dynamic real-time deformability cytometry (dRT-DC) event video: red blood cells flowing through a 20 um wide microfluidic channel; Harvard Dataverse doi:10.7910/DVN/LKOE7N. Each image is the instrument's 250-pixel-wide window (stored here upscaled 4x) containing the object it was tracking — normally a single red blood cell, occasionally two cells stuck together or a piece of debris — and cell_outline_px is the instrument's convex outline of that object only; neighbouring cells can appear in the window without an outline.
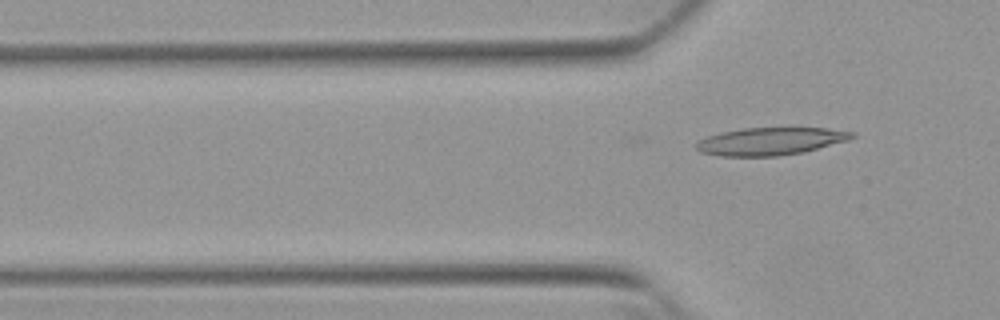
{"species": "Egyptian fruit bat (a non-hibernating species)", "species_latin": "Rousettus aegyptiacus", "temperature_condition": "warm", "stored_images_in_passage": 2, "camera_frame_rate_fps": 3000, "um_per_image_px": 0.085, "animal": {"sex": "female"}, "frame": {"image": 1, "passage_image": 2, "time_ms": 0.333, "image_size_px": [1000, 320], "cell_outline_px": [[856, 136], [848, 140], [804, 152], [776, 156], [720, 156], [700, 152], [696, 148], [696, 140], [720, 132], [744, 128], [828, 128], [856, 132]], "centroid_in_image_um": [65.48, 12.0], "position_along_channel_um": 60.3, "area_um2": 25.14}}